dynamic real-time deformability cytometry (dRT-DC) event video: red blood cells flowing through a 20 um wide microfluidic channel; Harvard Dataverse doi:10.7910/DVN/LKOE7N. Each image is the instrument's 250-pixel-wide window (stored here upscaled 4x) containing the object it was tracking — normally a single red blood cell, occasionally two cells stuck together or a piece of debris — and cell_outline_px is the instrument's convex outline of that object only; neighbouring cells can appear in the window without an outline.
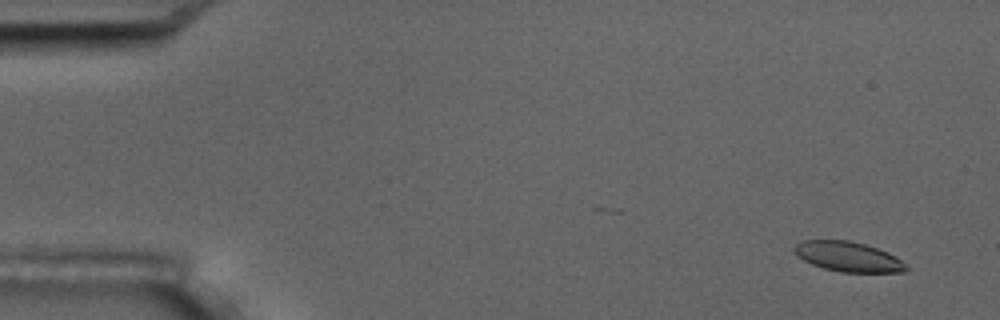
{"species": "common noctule bat (a hibernating species)", "species_latin": "Nyctalus noctula", "temperature_condition": "room temperature", "stored_images_in_passage": 5, "camera_frame_rate_fps": 3000, "um_per_image_px": 0.085, "animal": {"sex": "male", "body_mass_g": 17.5, "forearm_length_mm": 52.3}, "frame": {"image": 1, "passage_image": 2, "time_ms": 1.0, "image_size_px": [1000, 320], "cell_outline_px": [[908, 268], [904, 272], [840, 272], [824, 268], [812, 264], [796, 256], [792, 248], [800, 240], [848, 240], [864, 244], [888, 252], [896, 256]], "centroid_in_image_um": [72.05, 21.81], "position_along_channel_um": 13.0, "area_um2": 19.48}}
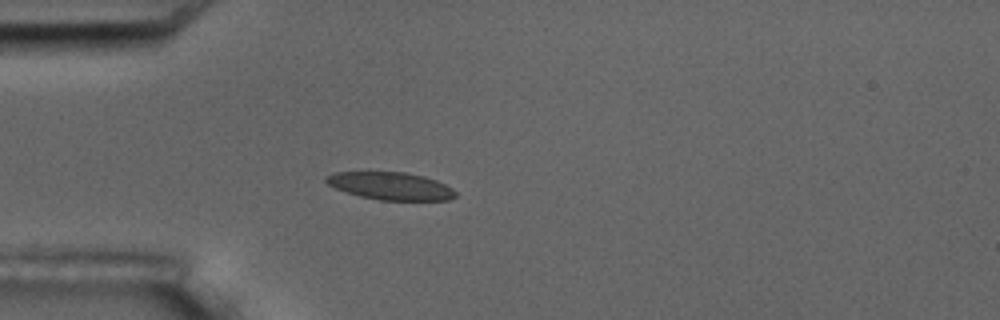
{"frame": {"image": 2, "passage_image": 5, "time_ms": 5.333, "image_size_px": [1000, 320], "cell_outline_px": [[456, 196], [448, 200], [380, 200], [360, 196], [336, 188], [328, 184], [324, 180], [324, 176], [332, 172], [404, 172], [424, 176], [436, 180], [452, 188], [456, 192]], "centroid_in_image_um": [33.19, 15.8], "position_along_channel_um": 51.8, "area_um2": 20.75}}